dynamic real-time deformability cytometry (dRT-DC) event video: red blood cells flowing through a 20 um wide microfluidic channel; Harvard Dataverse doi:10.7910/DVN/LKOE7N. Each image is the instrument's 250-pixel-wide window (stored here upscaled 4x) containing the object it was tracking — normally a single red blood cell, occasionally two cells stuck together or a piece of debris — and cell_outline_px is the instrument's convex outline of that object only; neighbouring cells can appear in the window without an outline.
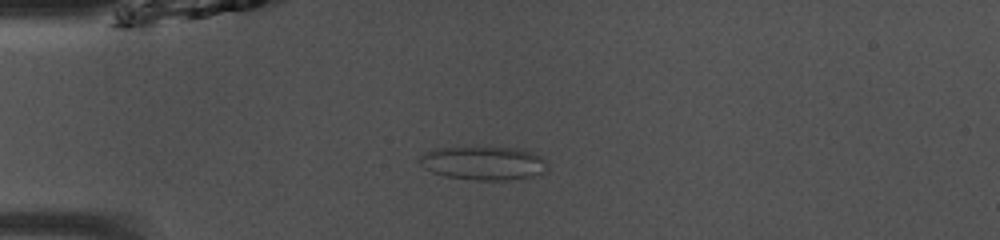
{"species": "common noctule bat (a hibernating species)", "species_latin": "Nyctalus noctula", "temperature_condition": "room temperature", "stored_images_in_passage": 38, "camera_frame_rate_fps": 3000, "um_per_image_px": 0.085, "animal": {"sex": "male", "body_mass_g": 13.0, "forearm_length_mm": 53.1}, "frame": {"image": 1, "passage_image": 2, "time_ms": 0.333, "image_size_px": [1000, 240], "cell_outline_px": [[548, 168], [544, 172], [532, 176], [512, 180], [472, 180], [444, 176], [432, 172], [424, 168], [420, 164], [420, 156], [432, 148], [524, 148], [540, 156], [548, 164]], "centroid_in_image_um": [41.11, 13.88], "position_along_channel_um": 43.9, "area_um2": 25.09}}
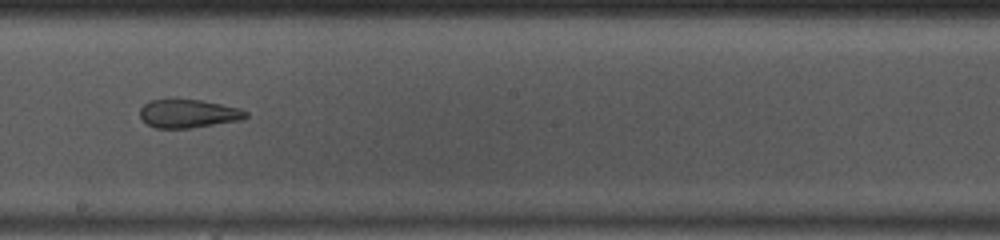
{"frame": {"image": 2, "passage_image": 17, "time_ms": 5.333, "image_size_px": [1000, 240], "cell_outline_px": [[248, 116], [244, 120], [188, 128], [156, 128], [148, 124], [140, 116], [140, 108], [144, 104], [152, 100], [172, 96], [200, 100], [240, 108], [248, 112]], "centroid_in_image_um": [16.0, 9.62], "position_along_channel_um": 232.2, "area_um2": 18.03}}
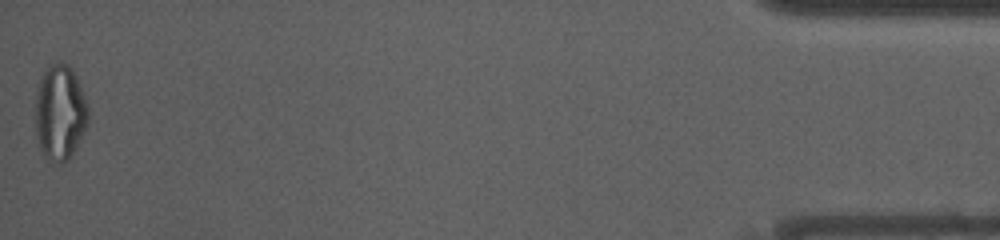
{"frame": {"image": 3, "passage_image": 38, "time_ms": 12.333, "image_size_px": [1000, 240], "cell_outline_px": [[88, 124], [76, 148], [68, 160], [60, 164], [48, 160], [44, 156], [40, 148], [36, 136], [36, 88], [40, 76], [52, 64], [60, 60], [68, 64], [76, 76], [80, 84], [88, 108]], "centroid_in_image_um": [5.09, 9.57], "position_along_channel_um": 430.1, "area_um2": 29.65}, "authors_computed_cell_mechanics": {"area_um2": 21.5883, "velocity_mm_per_s": 4.0931, "shape_relaxation_time_tau1_ms": null, "shape_relaxation_time_tau2_ms": 1.7823, "deformation_change_tau1": null, "deformation_change_tau2": 0.1071}}